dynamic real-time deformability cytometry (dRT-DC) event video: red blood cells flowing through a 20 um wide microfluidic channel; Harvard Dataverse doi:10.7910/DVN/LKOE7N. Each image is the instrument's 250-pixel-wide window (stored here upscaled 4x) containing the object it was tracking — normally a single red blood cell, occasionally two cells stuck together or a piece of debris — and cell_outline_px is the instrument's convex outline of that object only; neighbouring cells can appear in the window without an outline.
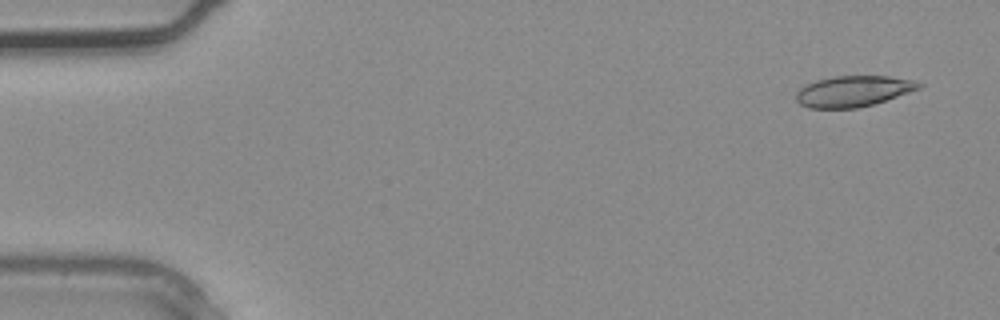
{"species": "common noctule bat (a hibernating species)", "species_latin": "Nyctalus noctula", "temperature_condition": "warm", "stored_images_in_passage": 3, "camera_frame_rate_fps": 3000, "um_per_image_px": 0.085, "animal": {"sex": "male", "body_mass_g": 20.4}, "frame": {"image": 1, "passage_image": 1, "time_ms": 0.0, "image_size_px": [1000, 320], "cell_outline_px": [[924, 84], [920, 88], [860, 108], [808, 108], [800, 104], [796, 100], [796, 92], [800, 88], [816, 80], [832, 76], [888, 76], [912, 80]], "centroid_in_image_um": [72.49, 7.75], "position_along_channel_um": 12.5, "area_um2": 21.91}}
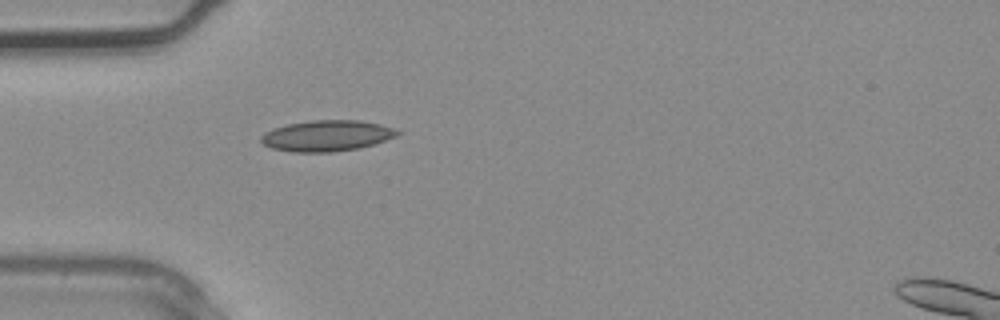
{"frame": {"image": 2, "passage_image": 3, "time_ms": 0.667, "image_size_px": [1000, 320], "cell_outline_px": [[400, 132], [396, 136], [376, 144], [360, 148], [332, 152], [292, 152], [272, 148], [264, 144], [260, 140], [260, 136], [264, 132], [288, 124], [312, 120], [360, 120], [380, 124], [396, 128]], "centroid_in_image_um": [27.81, 11.54], "position_along_channel_um": 57.2, "area_um2": 24.68}}